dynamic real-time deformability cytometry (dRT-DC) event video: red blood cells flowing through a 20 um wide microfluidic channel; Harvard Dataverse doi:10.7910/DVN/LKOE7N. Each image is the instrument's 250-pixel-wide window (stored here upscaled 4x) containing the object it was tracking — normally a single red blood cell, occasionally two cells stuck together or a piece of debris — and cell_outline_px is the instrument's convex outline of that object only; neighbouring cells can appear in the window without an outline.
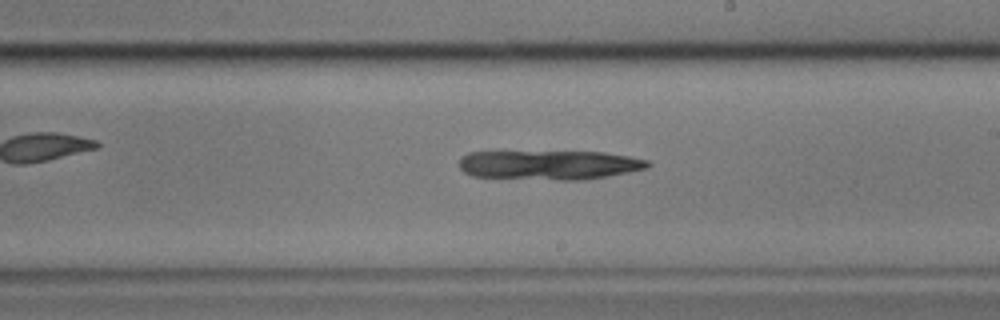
{"species": "common noctule bat (a hibernating species)", "species_latin": "Nyctalus noctula", "temperature_condition": "cold", "stored_images_in_passage": 43, "camera_frame_rate_fps": 3000, "um_per_image_px": 0.085, "animal": {"sex": "male", "body_mass_g": 17.9}, "frame": {"image": 1, "passage_image": 31, "time_ms": 10.0, "image_size_px": [1000, 320], "cell_outline_px": [[652, 164], [648, 168], [608, 176], [584, 180], [556, 180], [472, 176], [464, 172], [460, 168], [460, 156], [468, 152], [604, 152], [628, 156], [648, 160]], "centroid_in_image_um": [46.7, 14.02], "position_along_channel_um": 242.3, "area_um2": 32.31}}